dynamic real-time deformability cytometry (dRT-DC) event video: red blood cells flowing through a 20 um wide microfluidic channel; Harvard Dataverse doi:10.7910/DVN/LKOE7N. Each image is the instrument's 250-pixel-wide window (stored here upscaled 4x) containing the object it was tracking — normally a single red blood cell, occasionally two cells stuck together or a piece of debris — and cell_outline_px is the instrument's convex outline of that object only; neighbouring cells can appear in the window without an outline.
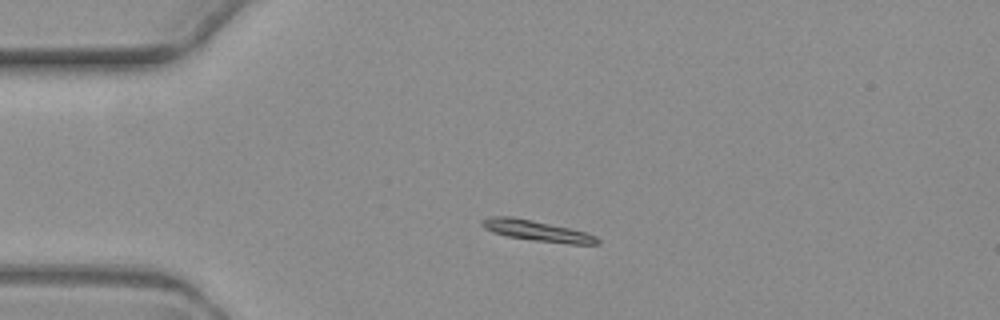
{"species": "common noctule bat (a hibernating species)", "species_latin": "Nyctalus noctula", "temperature_condition": "warm", "stored_images_in_passage": 2, "camera_frame_rate_fps": 3000, "um_per_image_px": 0.085, "animal": {"sex": "female", "body_mass_g": 19.3, "forearm_length_mm": 54.1}, "frame": {"image": 1, "passage_image": 1, "time_ms": 0.0, "image_size_px": [1000, 320], "cell_outline_px": [[600, 244], [572, 244], [536, 240], [508, 236], [492, 232], [484, 228], [480, 224], [480, 220], [488, 216], [512, 216], [532, 220], [568, 228], [584, 232], [596, 236], [600, 240]], "centroid_in_image_um": [45.58, 19.6], "position_along_channel_um": 39.4, "area_um2": 13.76}}